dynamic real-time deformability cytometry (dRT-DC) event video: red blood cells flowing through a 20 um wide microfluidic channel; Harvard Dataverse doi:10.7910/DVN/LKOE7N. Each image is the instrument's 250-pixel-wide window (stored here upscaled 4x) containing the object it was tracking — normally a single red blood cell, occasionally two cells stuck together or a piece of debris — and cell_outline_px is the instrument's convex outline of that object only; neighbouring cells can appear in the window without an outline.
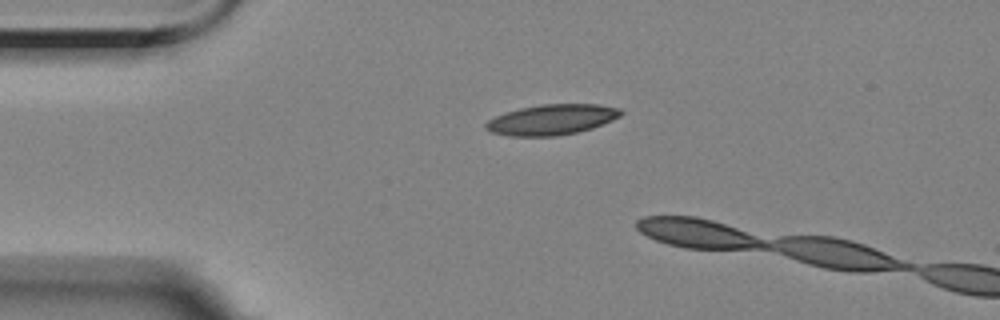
{"species": "Egyptian fruit bat (a non-hibernating species)", "species_latin": "Rousettus aegyptiacus", "temperature_condition": "room temperature", "stored_images_in_passage": 2, "camera_frame_rate_fps": 3000, "um_per_image_px": 0.085, "animal": {"sex": "female"}, "frame": {"image": 1, "passage_image": 1, "time_ms": 0.0, "image_size_px": [1000, 320], "cell_outline_px": [[624, 112], [620, 116], [612, 120], [592, 128], [576, 132], [556, 136], [508, 136], [492, 132], [484, 128], [484, 124], [488, 120], [504, 112], [520, 108], [540, 104], [596, 104], [620, 108]], "centroid_in_image_um": [46.88, 10.16], "position_along_channel_um": 38.1, "area_um2": 23.99}}